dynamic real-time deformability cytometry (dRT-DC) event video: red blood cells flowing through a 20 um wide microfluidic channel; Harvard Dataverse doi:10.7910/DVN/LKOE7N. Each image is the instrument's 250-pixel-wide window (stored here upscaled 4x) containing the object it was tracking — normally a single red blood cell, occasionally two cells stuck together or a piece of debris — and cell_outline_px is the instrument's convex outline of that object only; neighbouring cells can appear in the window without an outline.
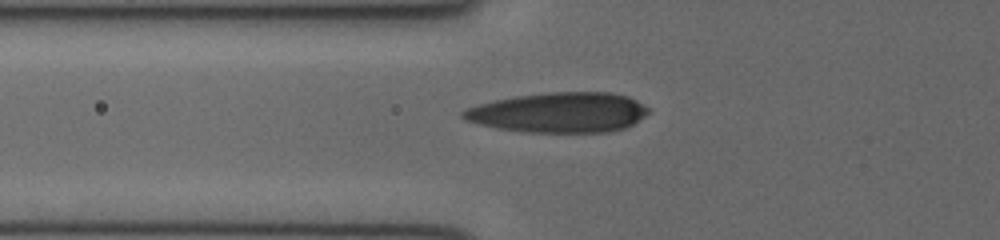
{"species": "human", "species_latin": "Homo sapiens", "temperature_condition": "cold", "stored_images_in_passage": 17, "camera_frame_rate_fps": 3000, "um_per_image_px": 0.085, "donor": {"sex": "female"}, "frame": {"image": 1, "passage_image": 12, "time_ms": 3.667, "image_size_px": [1000, 240], "cell_outline_px": [[648, 112], [644, 116], [632, 124], [624, 128], [608, 132], [524, 132], [500, 128], [480, 124], [464, 120], [460, 116], [460, 112], [468, 108], [480, 104], [496, 100], [516, 96], [548, 92], [608, 92], [628, 96], [636, 100], [648, 108]], "centroid_in_image_um": [47.51, 9.56], "position_along_channel_um": 78.3, "area_um2": 43.0}}
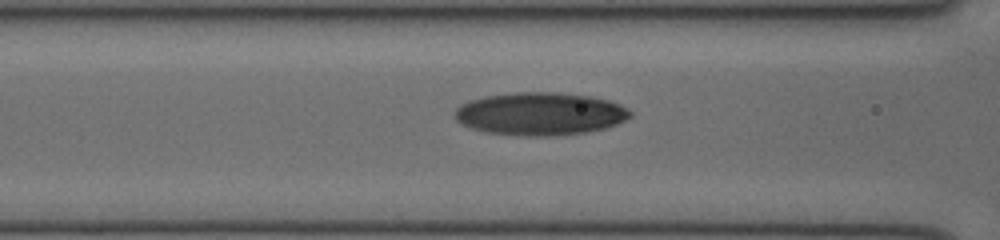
{"frame": {"image": 2, "passage_image": 15, "time_ms": 4.667, "image_size_px": [1000, 240], "cell_outline_px": [[632, 116], [616, 124], [604, 128], [588, 132], [552, 136], [532, 136], [484, 132], [472, 128], [456, 120], [456, 108], [460, 104], [468, 100], [484, 96], [516, 92], [556, 92], [588, 96], [608, 100], [620, 104], [628, 108], [632, 112]], "centroid_in_image_um": [45.92, 9.67], "position_along_channel_um": 120.7, "area_um2": 43.75}}
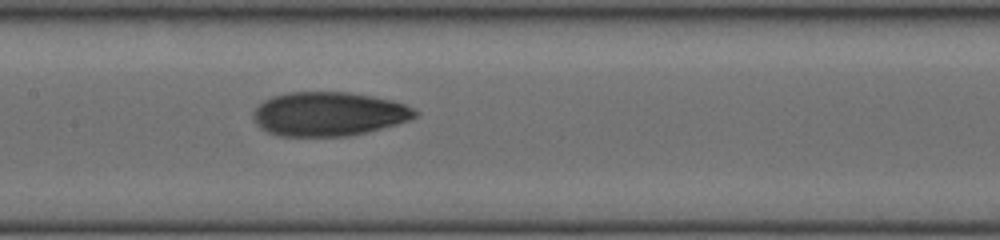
{"frame": {"image": 3, "passage_image": 17, "time_ms": 5.333, "image_size_px": [1000, 240], "cell_outline_px": [[420, 112], [416, 116], [408, 120], [396, 124], [368, 132], [348, 136], [276, 136], [260, 128], [256, 124], [252, 116], [252, 112], [264, 100], [272, 96], [288, 92], [348, 92], [372, 96], [392, 100], [404, 104]], "centroid_in_image_um": [27.91, 9.69], "position_along_channel_um": 179.5, "area_um2": 41.67}}